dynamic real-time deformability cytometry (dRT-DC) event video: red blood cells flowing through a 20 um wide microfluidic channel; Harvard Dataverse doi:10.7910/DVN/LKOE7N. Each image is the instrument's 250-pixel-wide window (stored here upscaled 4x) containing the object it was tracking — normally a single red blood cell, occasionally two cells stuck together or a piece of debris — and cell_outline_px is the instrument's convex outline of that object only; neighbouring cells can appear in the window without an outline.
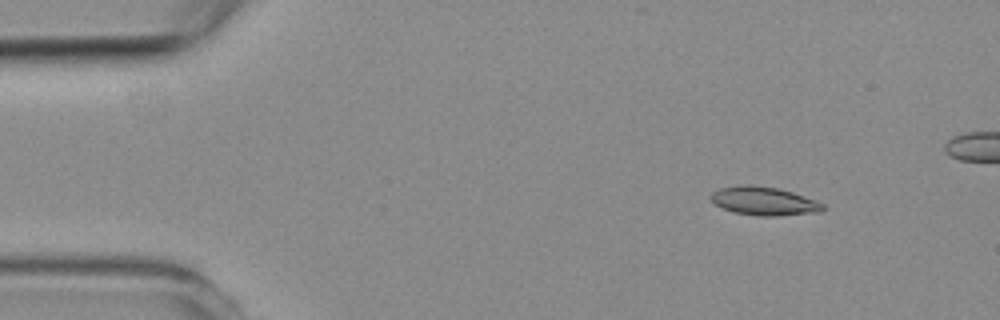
{"species": "common noctule bat (a hibernating species)", "species_latin": "Nyctalus noctula", "temperature_condition": "room temperature", "stored_images_in_passage": 4, "camera_frame_rate_fps": 3000, "um_per_image_px": 0.085, "animal": {"sex": "female", "body_mass_g": 19.3, "forearm_length_mm": 54.1}, "frame": {"image": 1, "passage_image": 1, "time_ms": 0.0, "image_size_px": [1000, 320], "cell_outline_px": [[824, 208], [820, 212], [776, 216], [760, 216], [736, 212], [724, 208], [716, 204], [712, 200], [712, 192], [720, 188], [744, 184], [752, 184], [776, 188], [792, 192], [816, 200], [824, 204]], "centroid_in_image_um": [64.97, 17.08], "position_along_channel_um": 20.0, "area_um2": 18.38}}